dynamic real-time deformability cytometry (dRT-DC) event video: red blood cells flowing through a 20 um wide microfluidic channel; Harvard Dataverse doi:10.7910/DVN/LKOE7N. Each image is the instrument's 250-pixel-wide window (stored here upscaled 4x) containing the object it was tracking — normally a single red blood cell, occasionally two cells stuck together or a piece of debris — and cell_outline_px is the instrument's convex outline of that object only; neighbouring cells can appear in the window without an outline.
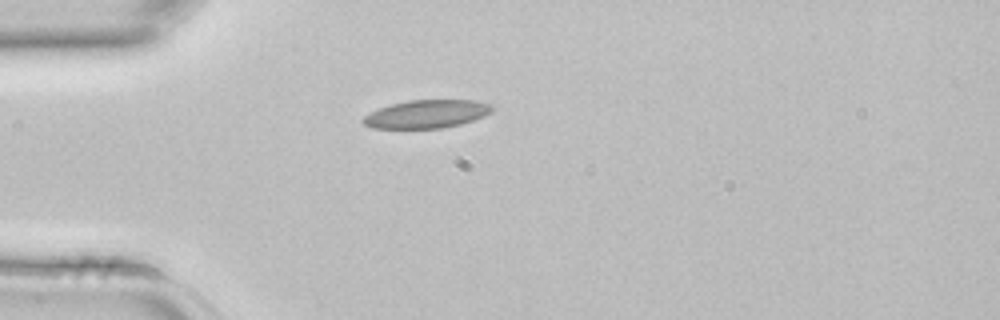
{"species": "common noctule bat (a hibernating species)", "species_latin": "Nyctalus noctula", "temperature_condition": "room temperature", "stored_images_in_passage": 1, "camera_frame_rate_fps": 3000, "um_per_image_px": 0.085, "animal": {"sex": "female", "body_mass_g": 22.7, "forearm_length_mm": 54.2}, "frame": {"image": 1, "passage_image": 1, "time_ms": 0.0, "image_size_px": [1000, 320], "cell_outline_px": [[492, 112], [484, 116], [460, 124], [440, 128], [372, 128], [364, 124], [360, 120], [364, 116], [380, 108], [392, 104], [408, 100], [476, 100], [492, 104]], "centroid_in_image_um": [36.28, 9.69], "position_along_channel_um": 48.7, "area_um2": 21.04}}